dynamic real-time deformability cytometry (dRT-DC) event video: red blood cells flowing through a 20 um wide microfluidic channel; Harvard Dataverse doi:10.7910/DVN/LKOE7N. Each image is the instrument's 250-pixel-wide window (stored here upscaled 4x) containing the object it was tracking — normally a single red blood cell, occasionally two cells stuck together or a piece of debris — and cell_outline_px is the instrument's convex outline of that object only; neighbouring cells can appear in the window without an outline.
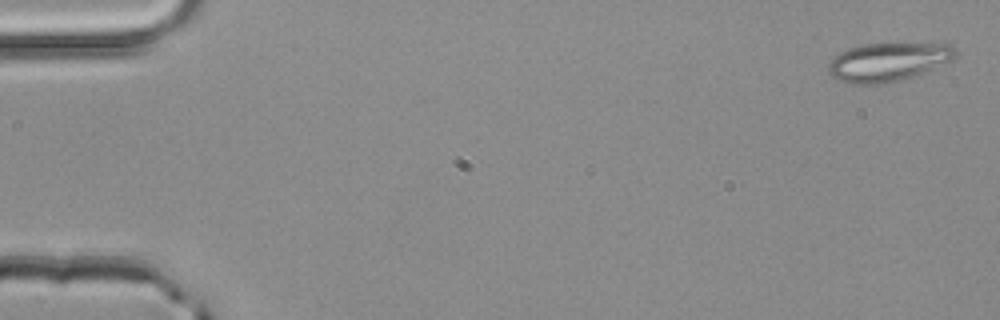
{"species": "common noctule bat (a hibernating species)", "species_latin": "Nyctalus noctula", "temperature_condition": "room temperature", "stored_images_in_passage": 10, "camera_frame_rate_fps": 3000, "um_per_image_px": 0.085, "animal": {"sex": "male", "body_mass_g": 20.4}, "frame": {"image": 1, "passage_image": 2, "time_ms": 0.333, "image_size_px": [1000, 320], "cell_outline_px": [[956, 56], [952, 60], [912, 76], [900, 80], [884, 84], [852, 84], [836, 80], [828, 72], [828, 64], [840, 52], [848, 48], [864, 44], [948, 44], [956, 48]], "centroid_in_image_um": [75.44, 5.28], "position_along_channel_um": 9.6, "area_um2": 28.26}}